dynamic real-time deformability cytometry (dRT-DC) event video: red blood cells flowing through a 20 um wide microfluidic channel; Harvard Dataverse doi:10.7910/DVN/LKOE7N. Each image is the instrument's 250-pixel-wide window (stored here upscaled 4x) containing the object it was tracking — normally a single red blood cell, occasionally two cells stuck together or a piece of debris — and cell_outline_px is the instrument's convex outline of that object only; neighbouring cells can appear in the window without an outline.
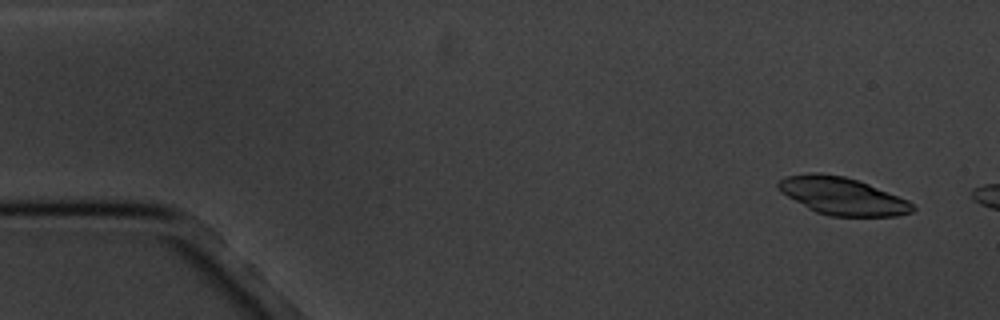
{"species": "common noctule bat (a hibernating species)", "species_latin": "Nyctalus noctula", "temperature_condition": "cold", "stored_images_in_passage": 3, "camera_frame_rate_fps": 3000, "um_per_image_px": 0.085, "animal": {"sex": "male", "body_mass_g": 20.1, "forearm_length_mm": 53.5}, "frame": {"image": 1, "passage_image": 1, "time_ms": 0.0, "image_size_px": [1000, 320], "cell_outline_px": [[916, 208], [912, 212], [896, 216], [832, 216], [816, 212], [808, 208], [780, 192], [776, 188], [776, 184], [780, 180], [788, 176], [812, 172], [820, 172], [844, 176], [868, 184], [908, 200]], "centroid_in_image_um": [71.57, 16.66], "position_along_channel_um": 13.4, "area_um2": 29.19}}